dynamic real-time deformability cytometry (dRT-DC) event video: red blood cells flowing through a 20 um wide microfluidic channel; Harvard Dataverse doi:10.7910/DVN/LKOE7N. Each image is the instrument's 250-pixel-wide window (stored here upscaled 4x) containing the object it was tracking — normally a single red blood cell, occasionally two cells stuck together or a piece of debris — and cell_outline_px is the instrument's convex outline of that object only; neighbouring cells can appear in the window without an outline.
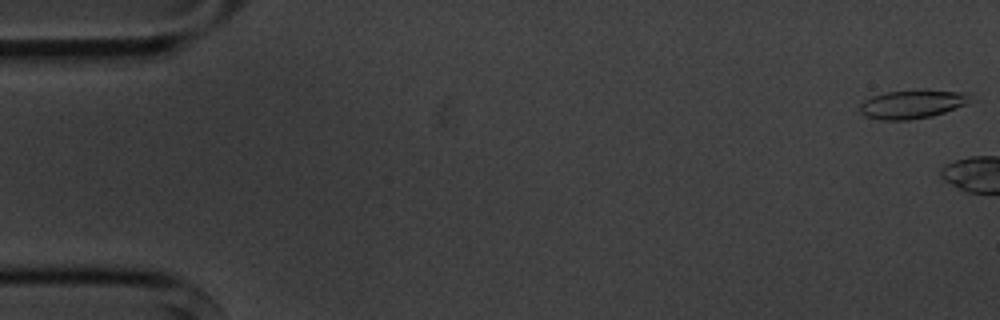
{"species": "common noctule bat (a hibernating species)", "species_latin": "Nyctalus noctula", "temperature_condition": "cold", "stored_images_in_passage": 7, "camera_frame_rate_fps": 3000, "um_per_image_px": 0.085, "animal": {"sex": "male", "body_mass_g": 20.1, "forearm_length_mm": 53.5}, "frame": {"image": 1, "passage_image": 1, "time_ms": 0.0, "image_size_px": [1000, 320], "cell_outline_px": [[976, 100], [968, 104], [932, 116], [908, 120], [880, 120], [864, 116], [860, 112], [860, 104], [864, 100], [872, 96], [884, 92], [968, 92]], "centroid_in_image_um": [77.55, 8.89], "position_along_channel_um": 7.4, "area_um2": 18.03}}